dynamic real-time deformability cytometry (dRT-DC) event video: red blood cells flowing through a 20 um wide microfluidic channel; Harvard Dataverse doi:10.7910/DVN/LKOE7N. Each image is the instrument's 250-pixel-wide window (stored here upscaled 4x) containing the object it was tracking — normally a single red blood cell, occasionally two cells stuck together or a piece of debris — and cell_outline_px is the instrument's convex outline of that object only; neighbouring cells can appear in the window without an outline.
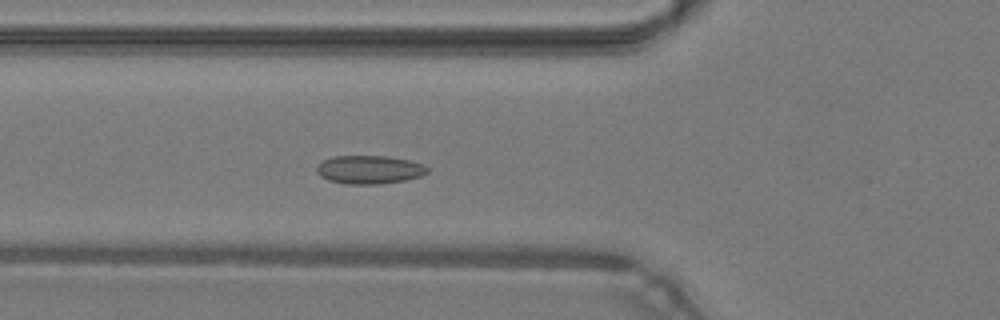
{"species": "common noctule bat (a hibernating species)", "species_latin": "Nyctalus noctula", "temperature_condition": "warm", "stored_images_in_passage": 44, "segment_of_instrument_passage": [1, 2], "camera_frame_rate_fps": 3000, "um_per_image_px": 0.085, "animal": {"sex": "male", "body_mass_g": 19.2, "forearm_length_mm": 51.8}, "frame": {"image": 1, "passage_image": 15, "time_ms": 4.667, "image_size_px": [1000, 320], "cell_outline_px": [[428, 172], [420, 176], [404, 180], [380, 184], [344, 184], [328, 180], [320, 176], [316, 172], [316, 168], [324, 160], [332, 156], [384, 156], [408, 160], [424, 164], [428, 168]], "centroid_in_image_um": [31.38, 14.42], "position_along_channel_um": 94.4, "area_um2": 18.26}}
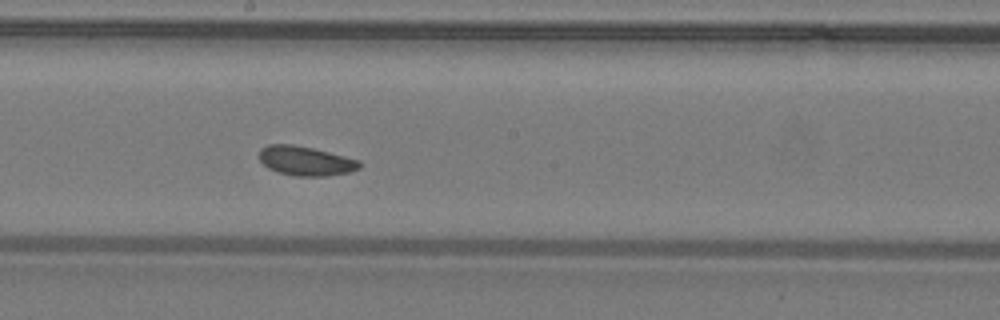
{"frame": {"image": 2, "passage_image": 24, "time_ms": 7.667, "image_size_px": [1000, 320], "cell_outline_px": [[360, 168], [348, 172], [328, 176], [296, 176], [276, 172], [268, 168], [260, 160], [260, 148], [268, 144], [292, 144], [312, 148], [360, 160]], "centroid_in_image_um": [25.96, 13.68], "position_along_channel_um": 222.2, "area_um2": 17.11}}
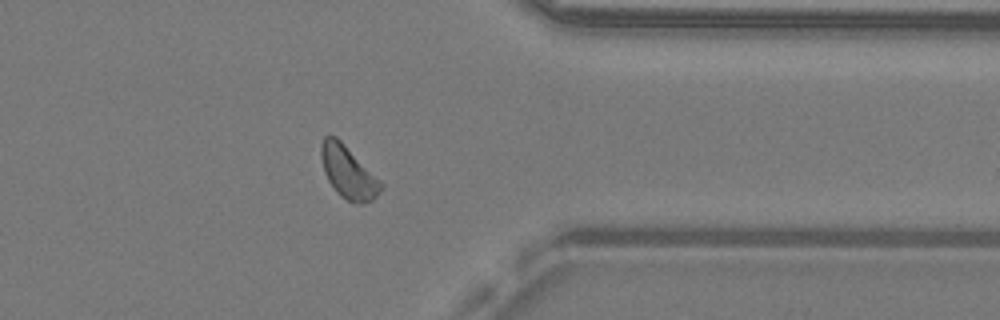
{"frame": {"image": 3, "passage_image": 36, "time_ms": 11.667, "image_size_px": [1000, 320], "cell_outline_px": [[384, 188], [372, 200], [360, 204], [356, 204], [340, 196], [336, 192], [328, 180], [324, 172], [320, 156], [320, 148], [324, 136], [336, 136], [384, 184]], "centroid_in_image_um": [29.59, 14.66], "position_along_channel_um": 381.8, "area_um2": 18.15}}